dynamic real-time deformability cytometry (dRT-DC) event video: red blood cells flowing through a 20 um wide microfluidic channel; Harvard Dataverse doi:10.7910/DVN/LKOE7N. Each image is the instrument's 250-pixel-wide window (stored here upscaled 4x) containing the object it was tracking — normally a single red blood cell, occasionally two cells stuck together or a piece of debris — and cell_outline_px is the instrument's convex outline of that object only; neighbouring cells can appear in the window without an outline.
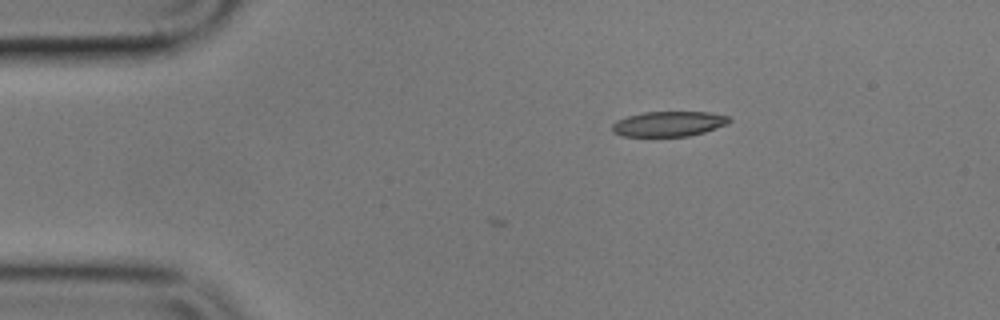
{"species": "common noctule bat (a hibernating species)", "species_latin": "Nyctalus noctula", "temperature_condition": "cold", "stored_images_in_passage": 2, "camera_frame_rate_fps": 3000, "um_per_image_px": 0.085, "animal": {"sex": "male", "body_mass_g": 17.9}, "frame": {"image": 1, "passage_image": 2, "time_ms": 0.333, "image_size_px": [1000, 320], "cell_outline_px": [[732, 120], [728, 124], [704, 132], [688, 136], [620, 136], [612, 132], [612, 124], [616, 120], [628, 116], [644, 112], [708, 112], [728, 116]], "centroid_in_image_um": [56.83, 10.53], "position_along_channel_um": 28.2, "area_um2": 17.17}}